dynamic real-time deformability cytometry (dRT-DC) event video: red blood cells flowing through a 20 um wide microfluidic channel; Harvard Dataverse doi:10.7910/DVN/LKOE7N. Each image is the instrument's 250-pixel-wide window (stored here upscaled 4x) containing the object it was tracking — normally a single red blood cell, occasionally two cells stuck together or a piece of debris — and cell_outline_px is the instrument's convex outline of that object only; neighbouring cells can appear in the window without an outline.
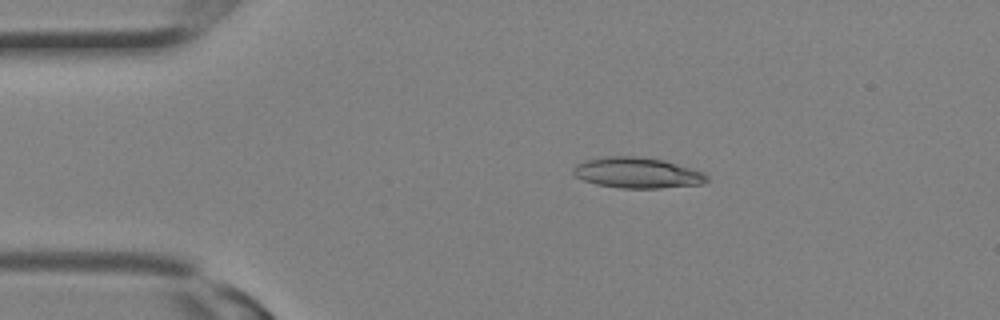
{"species": "Egyptian fruit bat (a non-hibernating species)", "species_latin": "Rousettus aegyptiacus", "temperature_condition": "room temperature", "stored_images_in_passage": 16, "camera_frame_rate_fps": 3000, "um_per_image_px": 0.085, "animal": {"sex": "female"}, "frame": {"image": 1, "passage_image": 6, "time_ms": 1.667, "image_size_px": [1000, 320], "cell_outline_px": [[708, 180], [704, 184], [660, 188], [620, 188], [596, 184], [584, 180], [576, 176], [572, 172], [572, 168], [576, 164], [584, 160], [608, 156], [636, 156], [664, 160], [692, 168], [704, 172], [708, 176]], "centroid_in_image_um": [54.18, 14.69], "position_along_channel_um": 30.8, "area_um2": 24.04}}
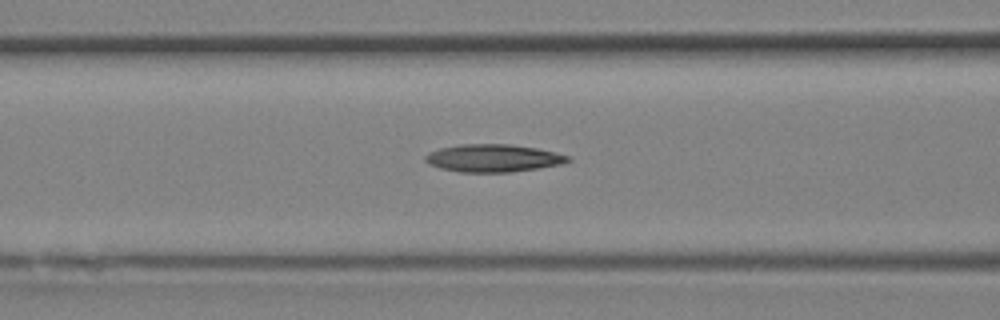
{"frame": {"image": 2, "passage_image": 12, "time_ms": 3.667, "image_size_px": [1000, 320], "cell_outline_px": [[572, 160], [564, 164], [540, 168], [512, 172], [460, 172], [440, 168], [428, 164], [424, 160], [424, 156], [428, 152], [440, 148], [460, 144], [508, 144], [536, 148], [556, 152], [572, 156]], "centroid_in_image_um": [41.95, 13.44], "position_along_channel_um": 124.6, "area_um2": 23.29}}
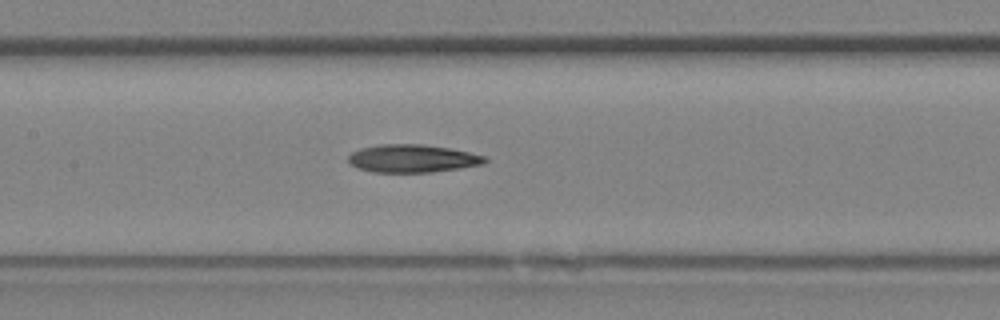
{"frame": {"image": 3, "passage_image": 14, "time_ms": 4.333, "image_size_px": [1000, 320], "cell_outline_px": [[488, 160], [484, 164], [460, 168], [432, 172], [372, 172], [356, 168], [348, 164], [348, 156], [352, 152], [360, 148], [380, 144], [420, 144], [448, 148], [468, 152], [484, 156]], "centroid_in_image_um": [35.01, 13.48], "position_along_channel_um": 172.4, "area_um2": 22.25}}